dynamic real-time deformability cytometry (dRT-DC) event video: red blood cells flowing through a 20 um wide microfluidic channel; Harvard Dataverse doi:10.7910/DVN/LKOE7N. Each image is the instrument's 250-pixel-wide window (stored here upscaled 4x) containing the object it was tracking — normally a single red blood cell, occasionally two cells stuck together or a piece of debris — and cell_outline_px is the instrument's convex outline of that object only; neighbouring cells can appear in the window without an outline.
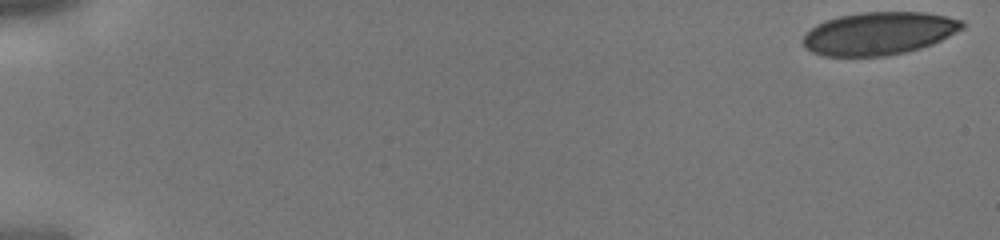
{"species": "human", "species_latin": "Homo sapiens", "temperature_condition": "cold", "stored_images_in_passage": 44, "segment_of_instrument_passage": [1, 2], "camera_frame_rate_fps": 3000, "um_per_image_px": 0.085, "donor": {"sex": "male"}, "frame": {"image": 1, "passage_image": 1, "time_ms": 0.0, "image_size_px": [1000, 240], "cell_outline_px": [[964, 28], [932, 44], [920, 48], [904, 52], [884, 56], [824, 56], [812, 52], [804, 48], [804, 36], [816, 24], [840, 16], [860, 12], [924, 12], [948, 16], [964, 20]], "centroid_in_image_um": [74.73, 2.83], "position_along_channel_um": 10.3, "area_um2": 39.59}}
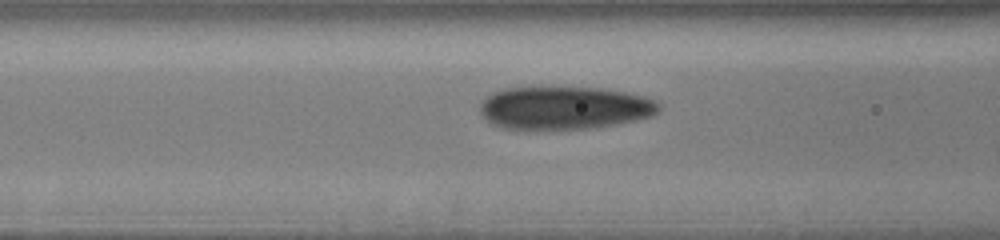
{"frame": {"image": 2, "passage_image": 19, "time_ms": 6.0, "image_size_px": [1000, 240], "cell_outline_px": [[660, 108], [652, 116], [636, 120], [616, 124], [592, 128], [504, 128], [492, 124], [480, 112], [480, 104], [492, 92], [504, 88], [600, 88], [624, 92], [644, 96], [656, 100], [660, 104]], "centroid_in_image_um": [48.0, 9.16], "position_along_channel_um": 118.6, "area_um2": 44.16}}
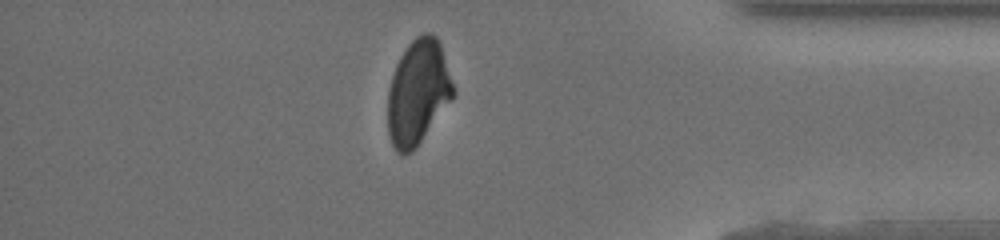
{"frame": {"image": 3, "passage_image": 38, "time_ms": 12.333, "image_size_px": [1000, 240], "cell_outline_px": [[456, 92], [452, 100], [416, 148], [412, 152], [404, 156], [396, 152], [392, 144], [388, 132], [388, 88], [396, 64], [400, 56], [408, 44], [416, 36], [424, 32], [432, 32], [436, 36], [440, 44]], "centroid_in_image_um": [35.53, 7.86], "position_along_channel_um": 399.7, "area_um2": 40.29}}